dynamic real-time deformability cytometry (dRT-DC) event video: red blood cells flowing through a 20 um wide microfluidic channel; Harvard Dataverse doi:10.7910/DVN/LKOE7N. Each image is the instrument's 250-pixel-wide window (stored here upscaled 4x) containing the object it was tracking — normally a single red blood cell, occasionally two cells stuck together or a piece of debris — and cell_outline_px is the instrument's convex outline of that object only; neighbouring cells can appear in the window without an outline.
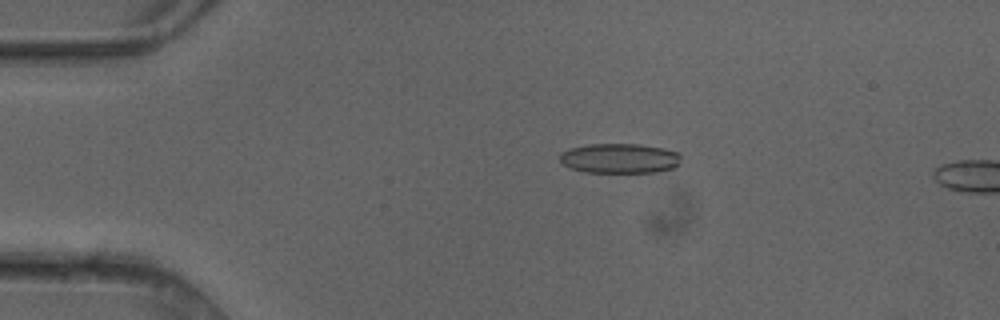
{"species": "common noctule bat (a hibernating species)", "species_latin": "Nyctalus noctula", "temperature_condition": "cold", "stored_images_in_passage": 4, "camera_frame_rate_fps": 3000, "um_per_image_px": 0.085, "animal": {"sex": "female"}, "frame": {"image": 1, "passage_image": 3, "time_ms": 0.667, "image_size_px": [1000, 320], "cell_outline_px": [[680, 164], [672, 168], [656, 172], [584, 172], [572, 168], [564, 164], [560, 160], [560, 152], [568, 148], [588, 144], [640, 144], [664, 148], [680, 152]], "centroid_in_image_um": [52.68, 13.45], "position_along_channel_um": 32.3, "area_um2": 21.21}}